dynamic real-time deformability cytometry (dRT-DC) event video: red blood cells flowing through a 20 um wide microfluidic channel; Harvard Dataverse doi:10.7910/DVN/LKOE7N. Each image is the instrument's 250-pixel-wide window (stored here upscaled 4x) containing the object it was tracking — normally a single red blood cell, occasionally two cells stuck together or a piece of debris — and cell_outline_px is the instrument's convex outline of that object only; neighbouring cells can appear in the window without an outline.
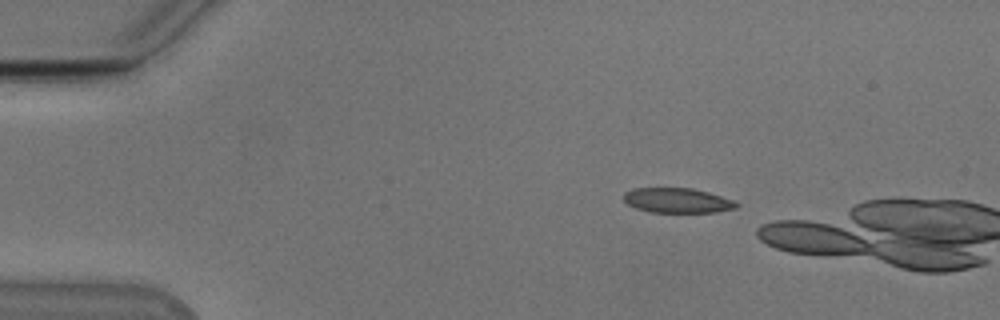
{"species": "Egyptian fruit bat (a non-hibernating species)", "species_latin": "Rousettus aegyptiacus", "temperature_condition": "cold", "stored_images_in_passage": 15, "camera_frame_rate_fps": 3000, "um_per_image_px": 0.085, "animal": {"sex": "male"}, "frame": {"image": 1, "passage_image": 9, "time_ms": 2.667, "image_size_px": [1000, 320], "cell_outline_px": [[740, 204], [736, 208], [716, 212], [648, 212], [636, 208], [628, 204], [624, 200], [624, 192], [632, 188], [692, 188], [708, 192], [736, 200]], "centroid_in_image_um": [57.6, 17.03], "position_along_channel_um": 27.4, "area_um2": 16.47}}